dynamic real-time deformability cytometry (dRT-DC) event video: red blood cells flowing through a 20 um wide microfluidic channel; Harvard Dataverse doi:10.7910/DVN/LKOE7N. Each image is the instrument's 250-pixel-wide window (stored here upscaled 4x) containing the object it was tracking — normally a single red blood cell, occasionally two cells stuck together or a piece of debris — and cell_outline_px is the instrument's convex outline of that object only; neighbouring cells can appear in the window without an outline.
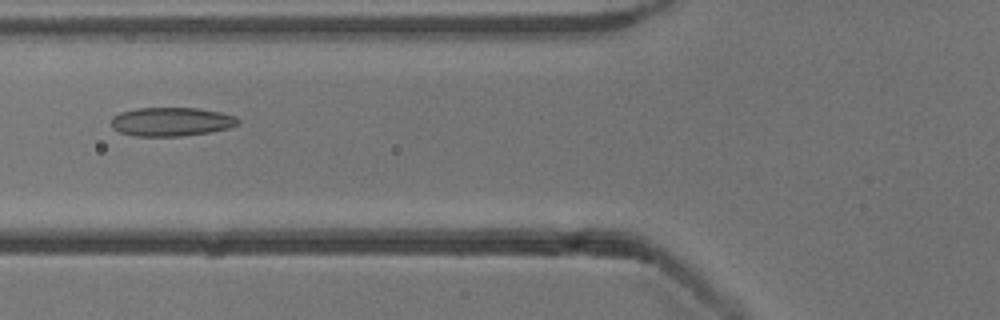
{"species": "common noctule bat (a hibernating species)", "species_latin": "Nyctalus noctula", "temperature_condition": "cold", "stored_images_in_passage": 3, "camera_frame_rate_fps": 3000, "um_per_image_px": 0.085, "animal": {"sex": "male", "body_mass_g": 13.3}, "frame": {"image": 1, "passage_image": 2, "time_ms": 1.333, "image_size_px": [1000, 320], "cell_outline_px": [[240, 124], [228, 128], [208, 132], [180, 136], [132, 136], [120, 132], [112, 128], [112, 116], [120, 112], [136, 108], [200, 108], [220, 112], [236, 116], [240, 120]], "centroid_in_image_um": [14.56, 10.34], "position_along_channel_um": 111.2, "area_um2": 21.39}}